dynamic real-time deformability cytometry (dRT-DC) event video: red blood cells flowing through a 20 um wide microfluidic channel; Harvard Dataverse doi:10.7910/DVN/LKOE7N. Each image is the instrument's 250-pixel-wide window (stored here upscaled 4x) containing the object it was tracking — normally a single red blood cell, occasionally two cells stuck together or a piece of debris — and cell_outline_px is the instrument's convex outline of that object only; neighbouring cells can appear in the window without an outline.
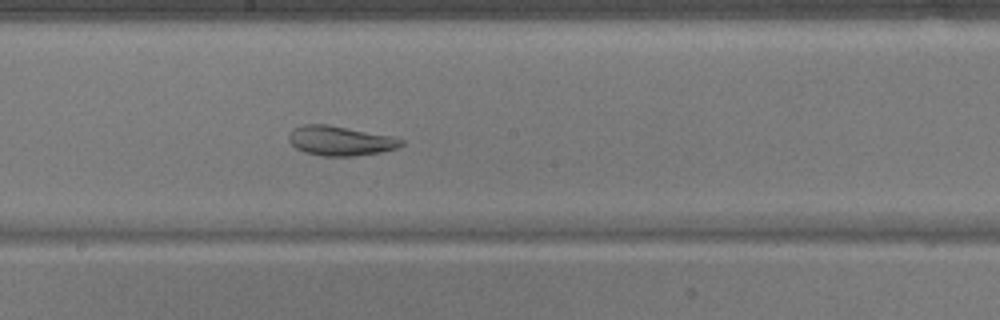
{"species": "common noctule bat (a hibernating species)", "species_latin": "Nyctalus noctula", "temperature_condition": "warm", "stored_images_in_passage": 44, "segment_of_instrument_passage": [1, 2], "camera_frame_rate_fps": 3000, "um_per_image_px": 0.085, "animal": {"sex": "male", "body_mass_g": 17.9}, "frame": {"image": 1, "passage_image": 20, "time_ms": 6.333, "image_size_px": [1000, 320], "cell_outline_px": [[404, 144], [396, 148], [380, 152], [356, 156], [320, 156], [304, 152], [296, 148], [288, 140], [288, 136], [292, 128], [304, 124], [328, 124], [392, 136], [404, 140]], "centroid_in_image_um": [28.9, 11.96], "position_along_channel_um": 219.3, "area_um2": 19.54}}
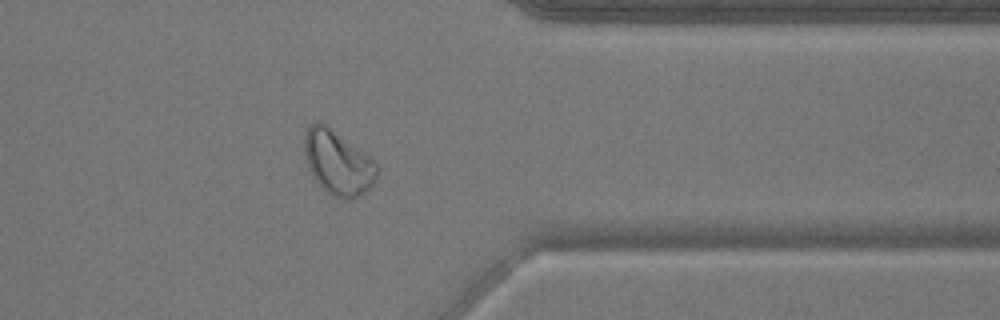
{"frame": {"image": 2, "passage_image": 33, "time_ms": 10.667, "image_size_px": [1000, 320], "cell_outline_px": [[376, 176], [372, 184], [364, 192], [348, 200], [332, 196], [316, 180], [308, 164], [304, 152], [304, 136], [308, 124], [316, 120], [320, 120], [332, 128], [372, 156], [376, 160]], "centroid_in_image_um": [28.72, 13.75], "position_along_channel_um": 382.7, "area_um2": 27.22}}
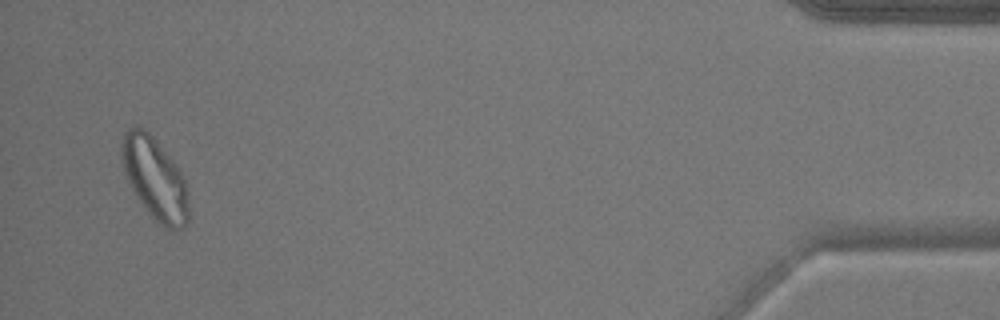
{"frame": {"image": 3, "passage_image": 41, "time_ms": 13.333, "image_size_px": [1000, 320], "cell_outline_px": [[188, 224], [176, 232], [172, 232], [164, 228], [148, 212], [132, 188], [124, 172], [120, 152], [120, 144], [124, 132], [128, 128], [140, 128], [148, 132], [152, 136], [176, 164], [184, 180], [188, 192]], "centroid_in_image_um": [13.17, 15.21], "position_along_channel_um": 422.0, "area_um2": 31.85}}